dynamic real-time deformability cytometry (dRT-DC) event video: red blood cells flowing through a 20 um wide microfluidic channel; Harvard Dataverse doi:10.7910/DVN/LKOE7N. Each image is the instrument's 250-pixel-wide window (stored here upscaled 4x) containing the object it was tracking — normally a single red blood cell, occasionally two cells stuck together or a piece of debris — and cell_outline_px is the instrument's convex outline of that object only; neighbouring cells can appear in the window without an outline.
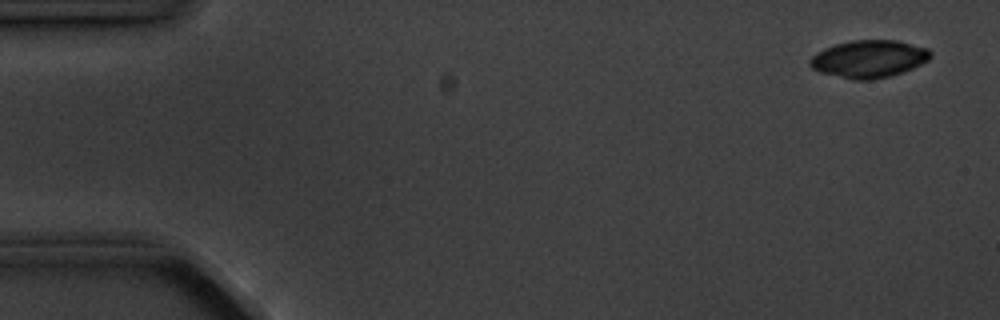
{"species": "common noctule bat (a hibernating species)", "species_latin": "Nyctalus noctula", "temperature_condition": "cold", "stored_images_in_passage": 4, "camera_frame_rate_fps": 3000, "um_per_image_px": 0.085, "animal": {"sex": "male", "body_mass_g": 20.1, "forearm_length_mm": 53.5}, "frame": {"image": 1, "passage_image": 1, "time_ms": 0.0, "image_size_px": [1000, 320], "cell_outline_px": [[932, 56], [928, 60], [912, 68], [888, 76], [872, 80], [852, 80], [820, 72], [812, 68], [808, 64], [808, 60], [816, 52], [824, 48], [836, 44], [852, 40], [896, 40], [928, 48], [932, 52]], "centroid_in_image_um": [73.83, 5.0], "position_along_channel_um": 11.2, "area_um2": 26.36}}